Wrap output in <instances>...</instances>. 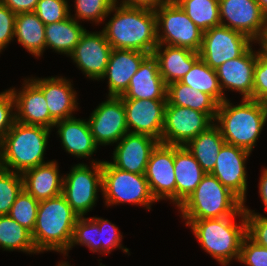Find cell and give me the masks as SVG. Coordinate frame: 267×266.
<instances>
[{"mask_svg":"<svg viewBox=\"0 0 267 266\" xmlns=\"http://www.w3.org/2000/svg\"><path fill=\"white\" fill-rule=\"evenodd\" d=\"M110 12L114 13L113 17L102 31L113 49L153 54L158 45L154 10L119 5L116 0Z\"/></svg>","mask_w":267,"mask_h":266,"instance_id":"1","label":"cell"},{"mask_svg":"<svg viewBox=\"0 0 267 266\" xmlns=\"http://www.w3.org/2000/svg\"><path fill=\"white\" fill-rule=\"evenodd\" d=\"M225 99L218 106L214 124L219 128L225 143L244 148L252 153L267 122L263 101L242 98L233 105Z\"/></svg>","mask_w":267,"mask_h":266,"instance_id":"2","label":"cell"},{"mask_svg":"<svg viewBox=\"0 0 267 266\" xmlns=\"http://www.w3.org/2000/svg\"><path fill=\"white\" fill-rule=\"evenodd\" d=\"M79 215L63 194L39 201L32 239L38 253L55 251L64 254L71 243Z\"/></svg>","mask_w":267,"mask_h":266,"instance_id":"3","label":"cell"},{"mask_svg":"<svg viewBox=\"0 0 267 266\" xmlns=\"http://www.w3.org/2000/svg\"><path fill=\"white\" fill-rule=\"evenodd\" d=\"M51 129L15 121L0 146V167L22 174L44 161Z\"/></svg>","mask_w":267,"mask_h":266,"instance_id":"4","label":"cell"},{"mask_svg":"<svg viewBox=\"0 0 267 266\" xmlns=\"http://www.w3.org/2000/svg\"><path fill=\"white\" fill-rule=\"evenodd\" d=\"M237 216L185 221L192 230L200 246L222 266L229 265L233 259H239L243 239L247 236L246 217L241 216V224L234 219Z\"/></svg>","mask_w":267,"mask_h":266,"instance_id":"5","label":"cell"},{"mask_svg":"<svg viewBox=\"0 0 267 266\" xmlns=\"http://www.w3.org/2000/svg\"><path fill=\"white\" fill-rule=\"evenodd\" d=\"M178 209L186 221L245 216L243 202L211 173L203 176Z\"/></svg>","mask_w":267,"mask_h":266,"instance_id":"6","label":"cell"},{"mask_svg":"<svg viewBox=\"0 0 267 266\" xmlns=\"http://www.w3.org/2000/svg\"><path fill=\"white\" fill-rule=\"evenodd\" d=\"M102 195L106 206L125 203L146 207L156 202L145 174H135L102 161Z\"/></svg>","mask_w":267,"mask_h":266,"instance_id":"7","label":"cell"},{"mask_svg":"<svg viewBox=\"0 0 267 266\" xmlns=\"http://www.w3.org/2000/svg\"><path fill=\"white\" fill-rule=\"evenodd\" d=\"M155 14L158 44L187 48L199 53L203 31L174 0L155 10Z\"/></svg>","mask_w":267,"mask_h":266,"instance_id":"8","label":"cell"},{"mask_svg":"<svg viewBox=\"0 0 267 266\" xmlns=\"http://www.w3.org/2000/svg\"><path fill=\"white\" fill-rule=\"evenodd\" d=\"M91 162V167L78 163L63 175L62 194L79 217L93 210L99 190L102 193V161Z\"/></svg>","mask_w":267,"mask_h":266,"instance_id":"9","label":"cell"},{"mask_svg":"<svg viewBox=\"0 0 267 266\" xmlns=\"http://www.w3.org/2000/svg\"><path fill=\"white\" fill-rule=\"evenodd\" d=\"M214 122L207 113L170 105L167 102L160 143L185 146L191 139L206 131Z\"/></svg>","mask_w":267,"mask_h":266,"instance_id":"10","label":"cell"},{"mask_svg":"<svg viewBox=\"0 0 267 266\" xmlns=\"http://www.w3.org/2000/svg\"><path fill=\"white\" fill-rule=\"evenodd\" d=\"M253 41L246 35L219 25L203 32L200 58L212 69L224 62L240 57Z\"/></svg>","mask_w":267,"mask_h":266,"instance_id":"11","label":"cell"},{"mask_svg":"<svg viewBox=\"0 0 267 266\" xmlns=\"http://www.w3.org/2000/svg\"><path fill=\"white\" fill-rule=\"evenodd\" d=\"M220 23L258 42L267 29V16L256 0H219Z\"/></svg>","mask_w":267,"mask_h":266,"instance_id":"12","label":"cell"},{"mask_svg":"<svg viewBox=\"0 0 267 266\" xmlns=\"http://www.w3.org/2000/svg\"><path fill=\"white\" fill-rule=\"evenodd\" d=\"M87 121L98 146L116 144L128 133L126 111L120 97L107 96V99L93 110Z\"/></svg>","mask_w":267,"mask_h":266,"instance_id":"13","label":"cell"},{"mask_svg":"<svg viewBox=\"0 0 267 266\" xmlns=\"http://www.w3.org/2000/svg\"><path fill=\"white\" fill-rule=\"evenodd\" d=\"M145 177L155 200H170L176 205L174 145L158 143L147 163Z\"/></svg>","mask_w":267,"mask_h":266,"instance_id":"14","label":"cell"},{"mask_svg":"<svg viewBox=\"0 0 267 266\" xmlns=\"http://www.w3.org/2000/svg\"><path fill=\"white\" fill-rule=\"evenodd\" d=\"M250 154L251 152L244 148L224 143L211 173L243 204L246 202L248 188L245 164Z\"/></svg>","mask_w":267,"mask_h":266,"instance_id":"15","label":"cell"},{"mask_svg":"<svg viewBox=\"0 0 267 266\" xmlns=\"http://www.w3.org/2000/svg\"><path fill=\"white\" fill-rule=\"evenodd\" d=\"M112 49L102 30H86L69 57L87 78L99 81L105 74Z\"/></svg>","mask_w":267,"mask_h":266,"instance_id":"16","label":"cell"},{"mask_svg":"<svg viewBox=\"0 0 267 266\" xmlns=\"http://www.w3.org/2000/svg\"><path fill=\"white\" fill-rule=\"evenodd\" d=\"M128 132L161 141L167 99H122Z\"/></svg>","mask_w":267,"mask_h":266,"instance_id":"17","label":"cell"},{"mask_svg":"<svg viewBox=\"0 0 267 266\" xmlns=\"http://www.w3.org/2000/svg\"><path fill=\"white\" fill-rule=\"evenodd\" d=\"M256 62L257 51L251 45L240 57L228 60L215 69L224 96V91L231 90L241 94L242 98L253 99Z\"/></svg>","mask_w":267,"mask_h":266,"instance_id":"18","label":"cell"},{"mask_svg":"<svg viewBox=\"0 0 267 266\" xmlns=\"http://www.w3.org/2000/svg\"><path fill=\"white\" fill-rule=\"evenodd\" d=\"M21 89L10 88L15 101V121L29 125L54 128L42 90L31 80L25 79Z\"/></svg>","mask_w":267,"mask_h":266,"instance_id":"19","label":"cell"},{"mask_svg":"<svg viewBox=\"0 0 267 266\" xmlns=\"http://www.w3.org/2000/svg\"><path fill=\"white\" fill-rule=\"evenodd\" d=\"M160 141L148 135L126 133L113 151L114 167L135 174H145L153 149Z\"/></svg>","mask_w":267,"mask_h":266,"instance_id":"20","label":"cell"},{"mask_svg":"<svg viewBox=\"0 0 267 266\" xmlns=\"http://www.w3.org/2000/svg\"><path fill=\"white\" fill-rule=\"evenodd\" d=\"M30 79L42 90L50 116L55 122L74 117L79 103L70 79L63 76Z\"/></svg>","mask_w":267,"mask_h":266,"instance_id":"21","label":"cell"},{"mask_svg":"<svg viewBox=\"0 0 267 266\" xmlns=\"http://www.w3.org/2000/svg\"><path fill=\"white\" fill-rule=\"evenodd\" d=\"M148 55L141 51L112 49L105 74L100 79L107 77L108 96L119 97L127 90L132 76Z\"/></svg>","mask_w":267,"mask_h":266,"instance_id":"22","label":"cell"},{"mask_svg":"<svg viewBox=\"0 0 267 266\" xmlns=\"http://www.w3.org/2000/svg\"><path fill=\"white\" fill-rule=\"evenodd\" d=\"M121 99H167V84L159 72L156 57L149 54L132 76Z\"/></svg>","mask_w":267,"mask_h":266,"instance_id":"23","label":"cell"},{"mask_svg":"<svg viewBox=\"0 0 267 266\" xmlns=\"http://www.w3.org/2000/svg\"><path fill=\"white\" fill-rule=\"evenodd\" d=\"M61 139L62 147L68 154L78 158H89L98 149L90 131L88 121L71 117L57 121L54 125Z\"/></svg>","mask_w":267,"mask_h":266,"instance_id":"24","label":"cell"},{"mask_svg":"<svg viewBox=\"0 0 267 266\" xmlns=\"http://www.w3.org/2000/svg\"><path fill=\"white\" fill-rule=\"evenodd\" d=\"M56 161H48L23 172V189L36 200H46L62 194L64 176Z\"/></svg>","mask_w":267,"mask_h":266,"instance_id":"25","label":"cell"},{"mask_svg":"<svg viewBox=\"0 0 267 266\" xmlns=\"http://www.w3.org/2000/svg\"><path fill=\"white\" fill-rule=\"evenodd\" d=\"M153 55L158 61L160 75L167 85L180 81L200 58L198 52L164 44H158Z\"/></svg>","mask_w":267,"mask_h":266,"instance_id":"26","label":"cell"},{"mask_svg":"<svg viewBox=\"0 0 267 266\" xmlns=\"http://www.w3.org/2000/svg\"><path fill=\"white\" fill-rule=\"evenodd\" d=\"M176 206L179 207L196 189L206 174L186 146L174 145Z\"/></svg>","mask_w":267,"mask_h":266,"instance_id":"27","label":"cell"},{"mask_svg":"<svg viewBox=\"0 0 267 266\" xmlns=\"http://www.w3.org/2000/svg\"><path fill=\"white\" fill-rule=\"evenodd\" d=\"M85 31L86 28L71 16L63 21L45 25L46 48L69 56Z\"/></svg>","mask_w":267,"mask_h":266,"instance_id":"28","label":"cell"},{"mask_svg":"<svg viewBox=\"0 0 267 266\" xmlns=\"http://www.w3.org/2000/svg\"><path fill=\"white\" fill-rule=\"evenodd\" d=\"M14 37L34 57H41L46 50L45 24L35 12L16 15Z\"/></svg>","mask_w":267,"mask_h":266,"instance_id":"29","label":"cell"},{"mask_svg":"<svg viewBox=\"0 0 267 266\" xmlns=\"http://www.w3.org/2000/svg\"><path fill=\"white\" fill-rule=\"evenodd\" d=\"M167 102L170 105L207 113L213 120H215L219 106V103L212 96L197 91L180 81L167 85Z\"/></svg>","mask_w":267,"mask_h":266,"instance_id":"30","label":"cell"},{"mask_svg":"<svg viewBox=\"0 0 267 266\" xmlns=\"http://www.w3.org/2000/svg\"><path fill=\"white\" fill-rule=\"evenodd\" d=\"M224 138L219 128L213 124L206 131L191 139L185 146L202 167L205 173H212L216 158L223 144Z\"/></svg>","mask_w":267,"mask_h":266,"instance_id":"31","label":"cell"},{"mask_svg":"<svg viewBox=\"0 0 267 266\" xmlns=\"http://www.w3.org/2000/svg\"><path fill=\"white\" fill-rule=\"evenodd\" d=\"M180 82L197 91L207 93L219 104L227 99L220 88L216 70L209 67L201 58L193 64Z\"/></svg>","mask_w":267,"mask_h":266,"instance_id":"32","label":"cell"},{"mask_svg":"<svg viewBox=\"0 0 267 266\" xmlns=\"http://www.w3.org/2000/svg\"><path fill=\"white\" fill-rule=\"evenodd\" d=\"M0 248L6 251H22L36 254L32 233L12 219L9 215H0Z\"/></svg>","mask_w":267,"mask_h":266,"instance_id":"33","label":"cell"},{"mask_svg":"<svg viewBox=\"0 0 267 266\" xmlns=\"http://www.w3.org/2000/svg\"><path fill=\"white\" fill-rule=\"evenodd\" d=\"M203 32L221 25L219 0H174Z\"/></svg>","mask_w":267,"mask_h":266,"instance_id":"34","label":"cell"},{"mask_svg":"<svg viewBox=\"0 0 267 266\" xmlns=\"http://www.w3.org/2000/svg\"><path fill=\"white\" fill-rule=\"evenodd\" d=\"M75 245L87 246L93 253L101 254V243H99V227L92 219L85 216H80L73 229L72 240L68 250L64 256H68V251L72 250Z\"/></svg>","mask_w":267,"mask_h":266,"instance_id":"35","label":"cell"},{"mask_svg":"<svg viewBox=\"0 0 267 266\" xmlns=\"http://www.w3.org/2000/svg\"><path fill=\"white\" fill-rule=\"evenodd\" d=\"M22 190V175L0 167V215L9 214Z\"/></svg>","mask_w":267,"mask_h":266,"instance_id":"36","label":"cell"},{"mask_svg":"<svg viewBox=\"0 0 267 266\" xmlns=\"http://www.w3.org/2000/svg\"><path fill=\"white\" fill-rule=\"evenodd\" d=\"M38 206L39 201L23 189L17 196L8 215L32 233L36 223Z\"/></svg>","mask_w":267,"mask_h":266,"instance_id":"37","label":"cell"},{"mask_svg":"<svg viewBox=\"0 0 267 266\" xmlns=\"http://www.w3.org/2000/svg\"><path fill=\"white\" fill-rule=\"evenodd\" d=\"M115 2L116 0H75L76 13L75 16L70 13V16L78 22L86 20L99 25L111 15L110 10Z\"/></svg>","mask_w":267,"mask_h":266,"instance_id":"38","label":"cell"},{"mask_svg":"<svg viewBox=\"0 0 267 266\" xmlns=\"http://www.w3.org/2000/svg\"><path fill=\"white\" fill-rule=\"evenodd\" d=\"M99 227V243H101V254H110L114 249H122L124 253H129L128 248L122 245V234L115 224L111 223L108 219L102 217L92 218Z\"/></svg>","mask_w":267,"mask_h":266,"instance_id":"39","label":"cell"},{"mask_svg":"<svg viewBox=\"0 0 267 266\" xmlns=\"http://www.w3.org/2000/svg\"><path fill=\"white\" fill-rule=\"evenodd\" d=\"M68 0H39L35 13L45 24L63 21L70 16Z\"/></svg>","mask_w":267,"mask_h":266,"instance_id":"40","label":"cell"},{"mask_svg":"<svg viewBox=\"0 0 267 266\" xmlns=\"http://www.w3.org/2000/svg\"><path fill=\"white\" fill-rule=\"evenodd\" d=\"M247 223V236L257 245L267 248V217L243 204Z\"/></svg>","mask_w":267,"mask_h":266,"instance_id":"41","label":"cell"},{"mask_svg":"<svg viewBox=\"0 0 267 266\" xmlns=\"http://www.w3.org/2000/svg\"><path fill=\"white\" fill-rule=\"evenodd\" d=\"M238 261L247 266H267V248L257 245L246 236L241 245Z\"/></svg>","mask_w":267,"mask_h":266,"instance_id":"42","label":"cell"},{"mask_svg":"<svg viewBox=\"0 0 267 266\" xmlns=\"http://www.w3.org/2000/svg\"><path fill=\"white\" fill-rule=\"evenodd\" d=\"M15 101L10 89L0 93V146L15 122Z\"/></svg>","mask_w":267,"mask_h":266,"instance_id":"43","label":"cell"},{"mask_svg":"<svg viewBox=\"0 0 267 266\" xmlns=\"http://www.w3.org/2000/svg\"><path fill=\"white\" fill-rule=\"evenodd\" d=\"M253 99L264 101L267 99V55L259 49L254 68Z\"/></svg>","mask_w":267,"mask_h":266,"instance_id":"44","label":"cell"},{"mask_svg":"<svg viewBox=\"0 0 267 266\" xmlns=\"http://www.w3.org/2000/svg\"><path fill=\"white\" fill-rule=\"evenodd\" d=\"M16 13L0 2V53L13 41Z\"/></svg>","mask_w":267,"mask_h":266,"instance_id":"45","label":"cell"},{"mask_svg":"<svg viewBox=\"0 0 267 266\" xmlns=\"http://www.w3.org/2000/svg\"><path fill=\"white\" fill-rule=\"evenodd\" d=\"M39 0H2V3L14 13L34 12Z\"/></svg>","mask_w":267,"mask_h":266,"instance_id":"46","label":"cell"},{"mask_svg":"<svg viewBox=\"0 0 267 266\" xmlns=\"http://www.w3.org/2000/svg\"><path fill=\"white\" fill-rule=\"evenodd\" d=\"M171 0H121L119 4L135 7V8H145L149 10H157L162 5L167 4Z\"/></svg>","mask_w":267,"mask_h":266,"instance_id":"47","label":"cell"},{"mask_svg":"<svg viewBox=\"0 0 267 266\" xmlns=\"http://www.w3.org/2000/svg\"><path fill=\"white\" fill-rule=\"evenodd\" d=\"M261 174L260 182L258 184L259 194L265 210L267 211V167L263 169Z\"/></svg>","mask_w":267,"mask_h":266,"instance_id":"48","label":"cell"},{"mask_svg":"<svg viewBox=\"0 0 267 266\" xmlns=\"http://www.w3.org/2000/svg\"><path fill=\"white\" fill-rule=\"evenodd\" d=\"M258 44L260 45V49L267 55V29L263 32Z\"/></svg>","mask_w":267,"mask_h":266,"instance_id":"49","label":"cell"},{"mask_svg":"<svg viewBox=\"0 0 267 266\" xmlns=\"http://www.w3.org/2000/svg\"><path fill=\"white\" fill-rule=\"evenodd\" d=\"M260 5L262 12L267 16V0H256Z\"/></svg>","mask_w":267,"mask_h":266,"instance_id":"50","label":"cell"},{"mask_svg":"<svg viewBox=\"0 0 267 266\" xmlns=\"http://www.w3.org/2000/svg\"><path fill=\"white\" fill-rule=\"evenodd\" d=\"M58 263H59V264L56 265V266H70L69 263H68V261L66 262V261H62V260H61V262L59 261Z\"/></svg>","mask_w":267,"mask_h":266,"instance_id":"51","label":"cell"},{"mask_svg":"<svg viewBox=\"0 0 267 266\" xmlns=\"http://www.w3.org/2000/svg\"><path fill=\"white\" fill-rule=\"evenodd\" d=\"M263 102H264V105H265V108H266V112H267V99H265Z\"/></svg>","mask_w":267,"mask_h":266,"instance_id":"52","label":"cell"}]
</instances>
